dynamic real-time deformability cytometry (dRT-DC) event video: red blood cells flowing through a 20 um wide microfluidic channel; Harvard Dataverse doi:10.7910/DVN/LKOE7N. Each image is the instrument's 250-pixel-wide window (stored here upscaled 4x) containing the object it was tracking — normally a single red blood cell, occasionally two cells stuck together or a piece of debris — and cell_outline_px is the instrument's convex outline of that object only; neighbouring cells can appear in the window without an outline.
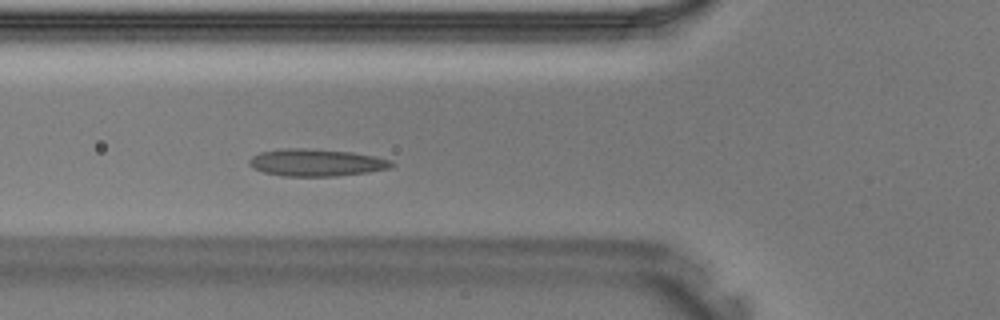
{"species": "Egyptian fruit bat (a non-hibernating species)", "species_latin": "Rousettus aegyptiacus", "temperature_condition": "warm", "stored_images_in_passage": 36, "camera_frame_rate_fps": 3000, "um_per_image_px": 0.085, "animal": {"sex": "male"}, "frame": {"image": 1, "passage_image": 9, "time_ms": 2.667, "image_size_px": [1000, 320], "cell_outline_px": [[396, 164], [392, 168], [368, 172], [336, 176], [284, 176], [264, 172], [248, 164], [248, 160], [252, 156], [260, 152], [288, 148], [300, 148], [352, 152], [372, 156], [388, 160]], "centroid_in_image_um": [26.89, 13.82], "position_along_channel_um": 98.9, "area_um2": 22.31}}
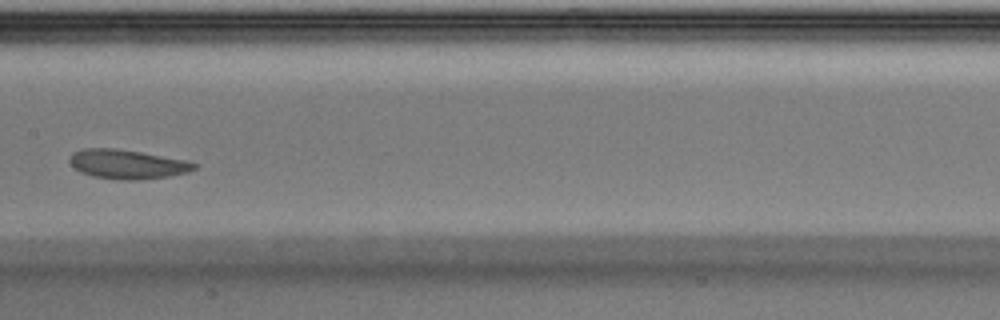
{"frame": {"image": 2, "passage_image": 15, "time_ms": 4.667, "image_size_px": [1000, 320], "cell_outline_px": [[200, 164], [196, 168], [188, 172], [168, 176], [136, 180], [120, 180], [92, 176], [80, 172], [68, 160], [68, 156], [72, 152], [80, 148], [116, 148], [188, 160]], "centroid_in_image_um": [10.81, 13.95], "position_along_channel_um": 196.6, "area_um2": 21.44}}
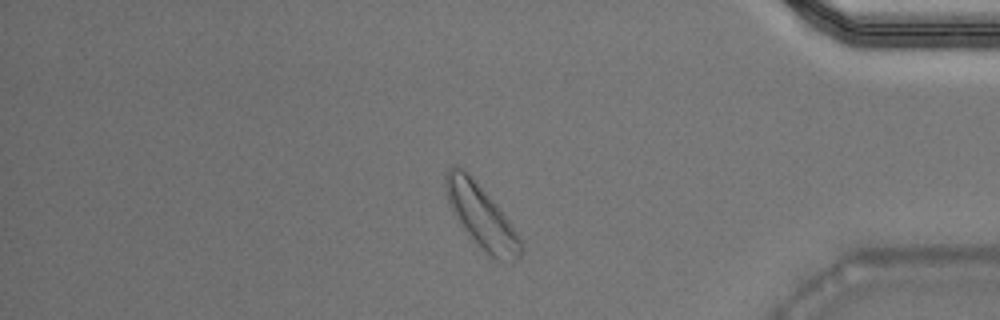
{"frame": {"image": 3, "passage_image": 29, "time_ms": 9.333, "image_size_px": [1000, 320], "cell_outline_px": [[524, 248], [520, 256], [512, 264], [508, 264], [488, 260], [452, 212], [448, 200], [444, 184], [444, 172], [448, 168], [456, 164], [464, 168], [468, 172], [492, 200], [524, 240]], "centroid_in_image_um": [40.96, 18.48], "position_along_channel_um": 394.2, "area_um2": 28.55}}